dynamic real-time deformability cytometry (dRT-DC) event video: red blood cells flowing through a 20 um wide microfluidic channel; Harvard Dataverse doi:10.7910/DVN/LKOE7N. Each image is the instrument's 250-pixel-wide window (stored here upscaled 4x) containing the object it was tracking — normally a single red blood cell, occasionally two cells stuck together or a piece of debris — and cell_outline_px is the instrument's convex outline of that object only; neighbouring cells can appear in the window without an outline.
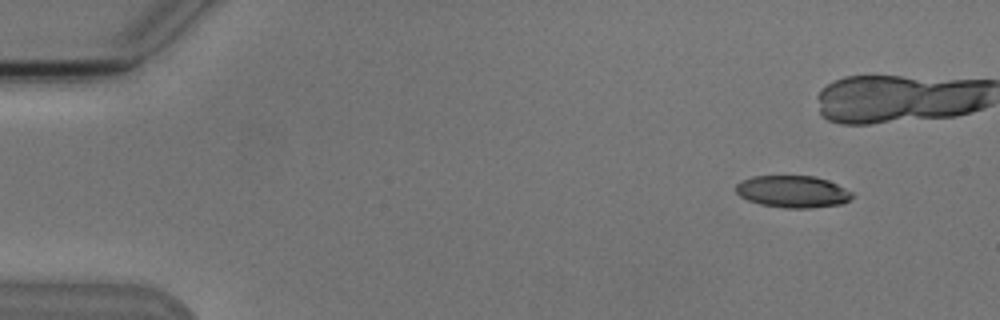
{"species": "Egyptian fruit bat (a non-hibernating species)", "species_latin": "Rousettus aegyptiacus", "temperature_condition": "cold", "stored_images_in_passage": 7, "camera_frame_rate_fps": 3000, "um_per_image_px": 0.085, "animal": {"sex": "male"}, "frame": {"image": 1, "passage_image": 1, "time_ms": 0.0, "image_size_px": [1000, 320], "cell_outline_px": [[852, 196], [848, 200], [840, 204], [808, 208], [784, 208], [760, 204], [748, 200], [740, 196], [736, 192], [736, 184], [740, 180], [752, 176], [816, 176], [828, 180], [852, 192]], "centroid_in_image_um": [67.34, 16.28], "position_along_channel_um": 17.7, "area_um2": 21.62}}
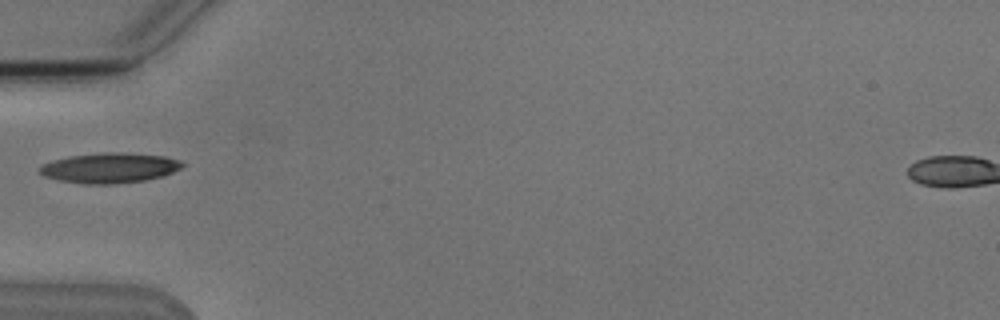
{"frame": {"image": 2, "passage_image": 6, "time_ms": 6.667, "image_size_px": [1000, 320], "cell_outline_px": [[184, 164], [180, 168], [164, 176], [144, 180], [116, 184], [80, 184], [60, 180], [44, 176], [40, 172], [40, 168], [44, 164], [52, 160], [68, 156], [104, 152], [116, 152], [164, 156], [180, 160]], "centroid_in_image_um": [9.31, 14.27], "position_along_channel_um": 75.7, "area_um2": 24.97}}